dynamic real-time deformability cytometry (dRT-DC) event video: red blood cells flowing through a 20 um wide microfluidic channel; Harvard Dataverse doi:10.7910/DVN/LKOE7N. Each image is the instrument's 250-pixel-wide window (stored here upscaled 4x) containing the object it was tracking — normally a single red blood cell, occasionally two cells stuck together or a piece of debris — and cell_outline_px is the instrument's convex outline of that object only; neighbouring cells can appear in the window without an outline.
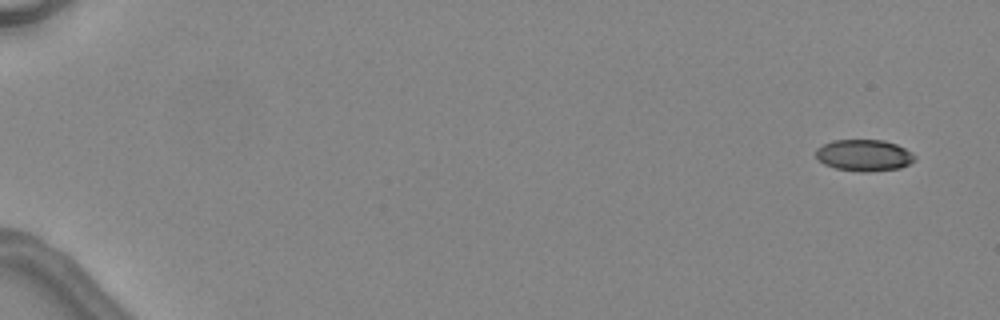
{"species": "common noctule bat (a hibernating species)", "species_latin": "Nyctalus noctula", "temperature_condition": "warm", "stored_images_in_passage": 5, "camera_frame_rate_fps": 3000, "um_per_image_px": 0.085, "animal": {"sex": "female", "body_mass_g": 24.6, "forearm_length_mm": 56.2}, "frame": {"image": 1, "passage_image": 1, "time_ms": 0.0, "image_size_px": [1000, 320], "cell_outline_px": [[916, 156], [908, 164], [900, 168], [868, 172], [860, 172], [836, 168], [824, 164], [816, 156], [816, 148], [832, 140], [884, 140], [896, 144], [912, 152]], "centroid_in_image_um": [73.44, 13.2], "position_along_channel_um": 11.6, "area_um2": 18.09}}
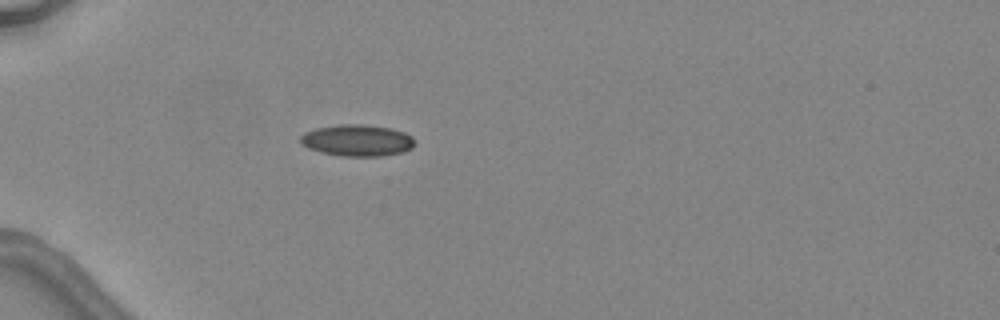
{"frame": {"image": 2, "passage_image": 5, "time_ms": 4.667, "image_size_px": [1000, 320], "cell_outline_px": [[412, 148], [404, 152], [380, 156], [340, 156], [320, 152], [308, 148], [300, 144], [300, 136], [304, 132], [316, 128], [340, 124], [360, 124], [392, 128], [404, 132], [412, 136]], "centroid_in_image_um": [30.32, 11.93], "position_along_channel_um": 54.7, "area_um2": 21.1}}